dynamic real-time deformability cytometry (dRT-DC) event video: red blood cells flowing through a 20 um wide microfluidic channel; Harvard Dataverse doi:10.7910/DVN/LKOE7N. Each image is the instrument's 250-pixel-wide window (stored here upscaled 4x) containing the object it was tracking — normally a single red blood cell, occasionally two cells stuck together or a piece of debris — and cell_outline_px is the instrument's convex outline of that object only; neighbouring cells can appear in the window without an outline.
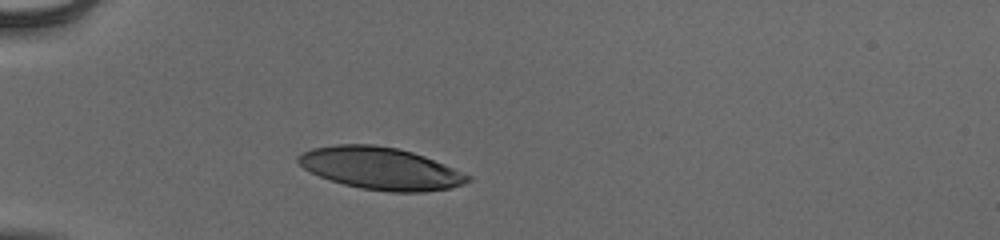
{"species": "human", "species_latin": "Homo sapiens", "temperature_condition": "cold", "stored_images_in_passage": 31, "camera_frame_rate_fps": 3000, "um_per_image_px": 0.085, "donor": {"sex": "male"}, "frame": {"image": 1, "passage_image": 1, "time_ms": 0.0, "image_size_px": [1000, 240], "cell_outline_px": [[472, 180], [464, 184], [448, 188], [424, 192], [388, 192], [360, 188], [344, 184], [320, 176], [304, 168], [296, 160], [304, 152], [312, 148], [336, 144], [372, 144], [400, 148], [424, 156], [444, 164], [472, 176]], "centroid_in_image_um": [32.39, 14.31], "position_along_channel_um": 52.6, "area_um2": 41.56}}
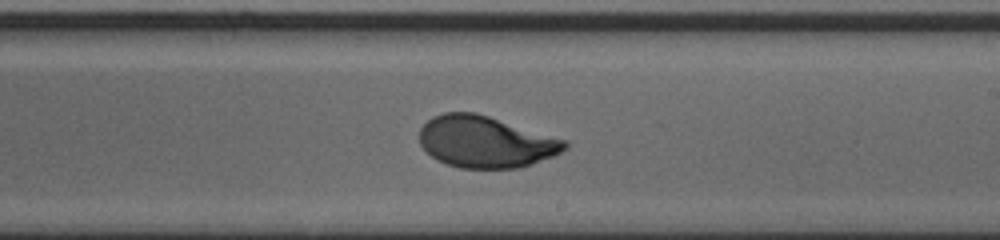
{"frame": {"image": 2, "passage_image": 18, "time_ms": 5.667, "image_size_px": [1000, 240], "cell_outline_px": [[568, 148], [552, 156], [532, 164], [520, 168], [460, 168], [448, 164], [432, 156], [420, 144], [420, 128], [432, 116], [444, 112], [476, 112], [568, 140]], "centroid_in_image_um": [41.3, 12.04], "position_along_channel_um": 247.7, "area_um2": 43.7}}
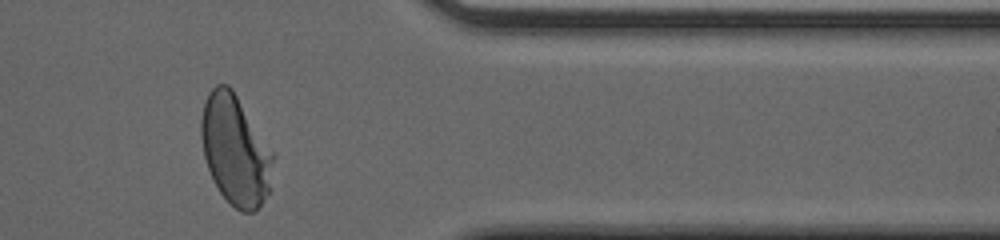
{"frame": {"image": 3, "passage_image": 30, "time_ms": 9.667, "image_size_px": [1000, 240], "cell_outline_px": [[276, 156], [268, 192], [260, 204], [252, 212], [240, 212], [220, 192], [212, 180], [204, 156], [200, 136], [200, 120], [204, 104], [208, 92], [216, 84], [228, 84], [232, 88]], "centroid_in_image_um": [19.99, 12.74], "position_along_channel_um": 391.4, "area_um2": 46.07}, "authors_computed_cell_mechanics": {"area_um2": 44.2748, "velocity_mm_per_s": 3.8627, "shape_relaxation_time_tau1_ms": 3.3129, "shape_relaxation_time_tau2_ms": null, "deformation_change_tau1": 0.1919, "deformation_change_tau2": null}}